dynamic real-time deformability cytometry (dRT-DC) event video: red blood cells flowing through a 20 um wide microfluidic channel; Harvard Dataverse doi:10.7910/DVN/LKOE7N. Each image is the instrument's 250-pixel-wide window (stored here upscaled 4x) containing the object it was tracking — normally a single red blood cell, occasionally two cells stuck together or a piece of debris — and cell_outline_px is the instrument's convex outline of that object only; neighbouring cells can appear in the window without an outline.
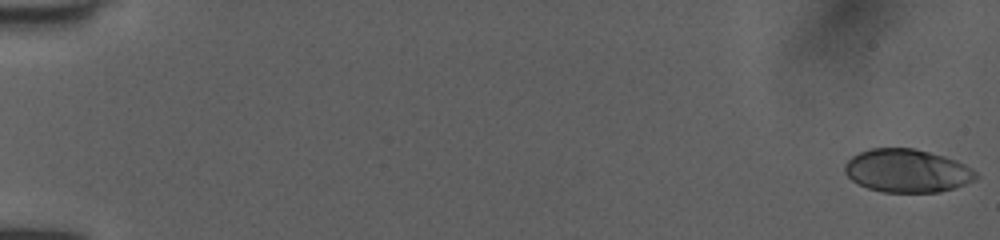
{"species": "human", "species_latin": "Homo sapiens", "temperature_condition": "room temperature", "stored_images_in_passage": 52, "camera_frame_rate_fps": 3000, "um_per_image_px": 0.085, "donor": {"sex": "female"}, "frame": {"image": 1, "passage_image": 1, "time_ms": 0.0, "image_size_px": [1000, 240], "cell_outline_px": [[980, 176], [976, 180], [940, 192], [884, 192], [868, 188], [852, 180], [844, 172], [844, 164], [852, 156], [860, 152], [872, 148], [912, 148], [944, 156], [964, 164], [972, 168]], "centroid_in_image_um": [77.11, 14.52], "position_along_channel_um": 7.9, "area_um2": 32.89}}
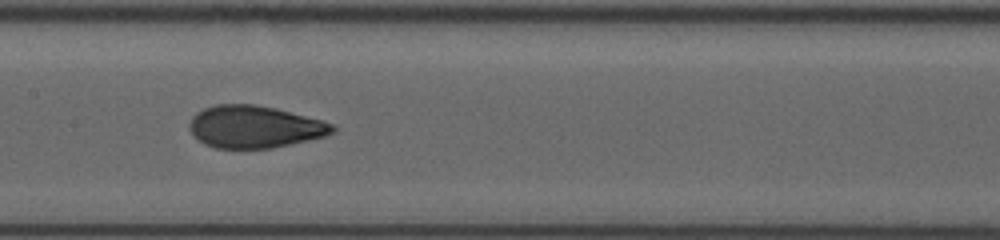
{"frame": {"image": 2, "passage_image": 28, "time_ms": 9.0, "image_size_px": [1000, 240], "cell_outline_px": [[336, 132], [324, 136], [308, 140], [272, 148], [216, 148], [204, 144], [196, 140], [192, 136], [188, 128], [188, 124], [192, 116], [196, 112], [204, 108], [216, 104], [256, 104], [276, 108], [336, 124]], "centroid_in_image_um": [21.6, 10.77], "position_along_channel_um": 185.8, "area_um2": 35.6}}
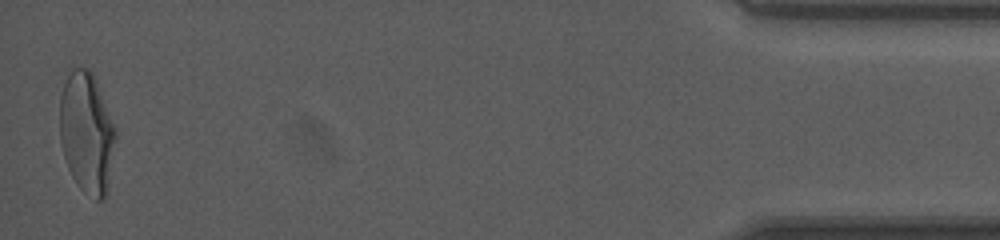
{"frame": {"image": 3, "passage_image": 52, "time_ms": 17.0, "image_size_px": [1000, 240], "cell_outline_px": [[116, 136], [108, 192], [104, 200], [96, 200], [84, 192], [80, 188], [72, 176], [68, 168], [64, 156], [60, 140], [60, 96], [64, 84], [72, 68], [88, 68], [92, 72], [96, 80], [116, 128]], "centroid_in_image_um": [7.39, 11.32], "position_along_channel_um": 427.8, "area_um2": 39.54}, "authors_computed_cell_mechanics": {"area_um2": 35.0268, "velocity_mm_per_s": 4.0383, "shape_relaxation_time_tau1_ms": 5.4503, "shape_relaxation_time_tau2_ms": 0.7025, "deformation_change_tau1": 0.2093, "deformation_change_tau2": 0.0662}}